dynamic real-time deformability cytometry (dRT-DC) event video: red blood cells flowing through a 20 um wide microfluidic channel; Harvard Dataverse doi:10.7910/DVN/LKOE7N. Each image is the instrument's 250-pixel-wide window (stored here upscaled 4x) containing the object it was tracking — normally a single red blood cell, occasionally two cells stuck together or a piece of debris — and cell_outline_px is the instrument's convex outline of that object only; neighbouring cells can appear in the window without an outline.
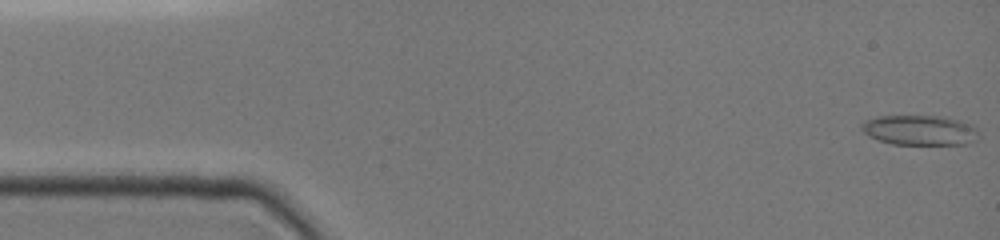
{"species": "common noctule bat (a hibernating species)", "species_latin": "Nyctalus noctula", "temperature_condition": "cold", "stored_images_in_passage": 48, "camera_frame_rate_fps": 3000, "um_per_image_px": 0.085, "animal": {"sex": "female", "body_mass_g": 19.0, "forearm_length_mm": 51.5}, "frame": {"image": 1, "passage_image": 1, "time_ms": 0.0, "image_size_px": [1000, 240], "cell_outline_px": [[980, 136], [976, 140], [968, 144], [892, 144], [868, 136], [860, 128], [868, 120], [880, 116], [936, 116], [956, 120], [972, 128]], "centroid_in_image_um": [78.14, 11.08], "position_along_channel_um": 6.9, "area_um2": 19.83}}
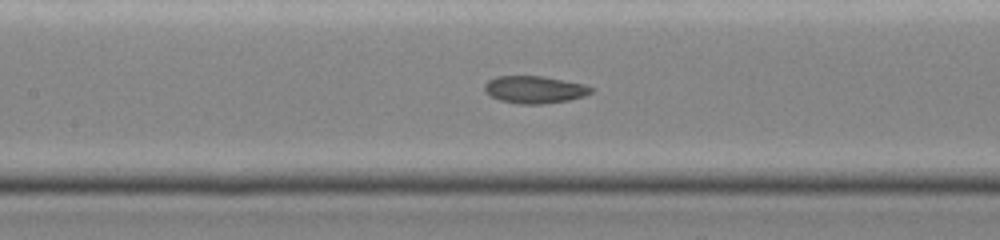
{"frame": {"image": 2, "passage_image": 22, "time_ms": 7.0, "image_size_px": [1000, 240], "cell_outline_px": [[592, 92], [584, 96], [568, 100], [544, 104], [520, 104], [500, 100], [484, 92], [484, 84], [488, 80], [496, 76], [540, 76], [580, 84], [592, 88]], "centroid_in_image_um": [45.37, 7.62], "position_along_channel_um": 162.0, "area_um2": 16.7}}
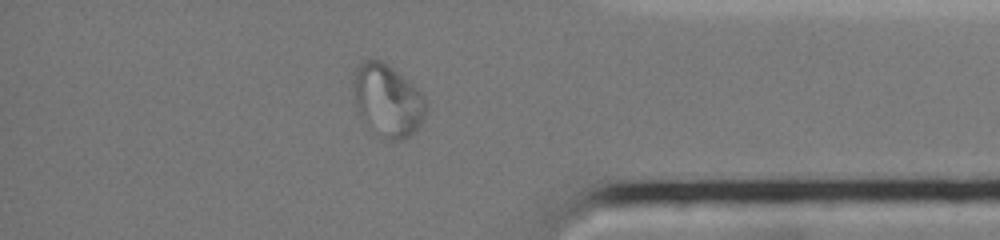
{"frame": {"image": 3, "passage_image": 41, "time_ms": 13.333, "image_size_px": [1000, 240], "cell_outline_px": [[428, 112], [424, 120], [416, 132], [404, 140], [380, 140], [360, 116], [356, 108], [352, 80], [356, 64], [360, 60], [380, 60], [392, 68], [412, 84], [424, 96], [428, 104]], "centroid_in_image_um": [32.95, 8.58], "position_along_channel_um": 402.3, "area_um2": 31.39}}